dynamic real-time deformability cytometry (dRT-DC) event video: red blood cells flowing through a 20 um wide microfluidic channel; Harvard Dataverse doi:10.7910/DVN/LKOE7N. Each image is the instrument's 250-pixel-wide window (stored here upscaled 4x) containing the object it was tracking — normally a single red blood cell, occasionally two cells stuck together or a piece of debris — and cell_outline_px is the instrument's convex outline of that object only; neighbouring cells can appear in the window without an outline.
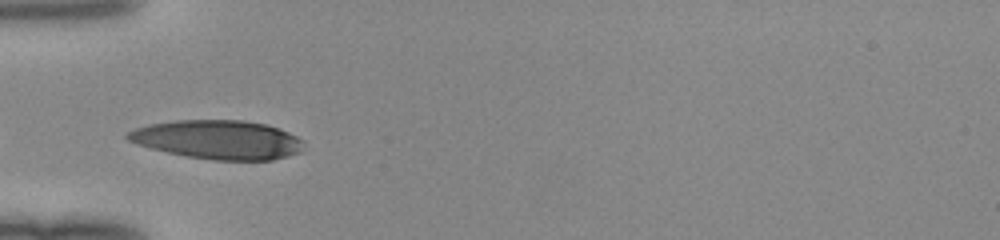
{"species": "human", "species_latin": "Homo sapiens", "temperature_condition": "room temperature", "stored_images_in_passage": 17, "camera_frame_rate_fps": 3000, "um_per_image_px": 0.085, "donor": {"sex": "female"}, "frame": {"image": 1, "passage_image": 1, "time_ms": 0.0, "image_size_px": [1000, 240], "cell_outline_px": [[304, 140], [300, 152], [288, 156], [272, 160], [212, 160], [188, 156], [168, 152], [136, 144], [128, 140], [124, 136], [128, 132], [136, 128], [148, 124], [176, 120], [244, 120], [268, 124], [280, 128]], "centroid_in_image_um": [18.54, 11.86], "position_along_channel_um": 66.5, "area_um2": 40.0}}
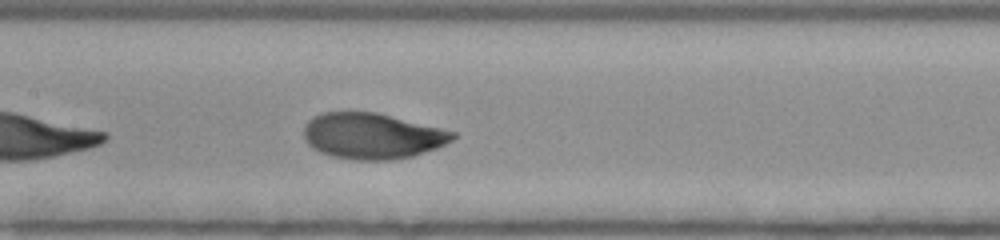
{"frame": {"image": 2, "passage_image": 9, "time_ms": 2.667, "image_size_px": [1000, 240], "cell_outline_px": [[456, 136], [452, 140], [436, 148], [412, 156], [392, 160], [352, 160], [332, 156], [320, 152], [312, 148], [304, 140], [304, 124], [308, 120], [320, 112], [376, 112], [456, 132]], "centroid_in_image_um": [31.59, 11.56], "position_along_channel_um": 175.8, "area_um2": 39.82}}
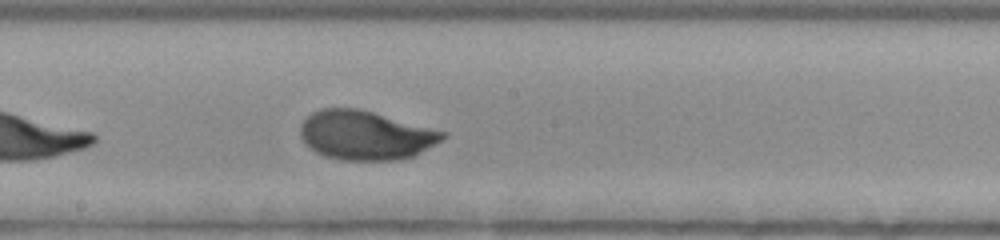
{"frame": {"image": 3, "passage_image": 12, "time_ms": 3.667, "image_size_px": [1000, 240], "cell_outline_px": [[448, 136], [444, 140], [412, 156], [396, 160], [344, 160], [324, 156], [316, 152], [304, 144], [300, 136], [300, 124], [312, 112], [320, 108], [356, 108], [372, 112], [448, 132]], "centroid_in_image_um": [31.06, 11.49], "position_along_channel_um": 217.1, "area_um2": 40.81}}